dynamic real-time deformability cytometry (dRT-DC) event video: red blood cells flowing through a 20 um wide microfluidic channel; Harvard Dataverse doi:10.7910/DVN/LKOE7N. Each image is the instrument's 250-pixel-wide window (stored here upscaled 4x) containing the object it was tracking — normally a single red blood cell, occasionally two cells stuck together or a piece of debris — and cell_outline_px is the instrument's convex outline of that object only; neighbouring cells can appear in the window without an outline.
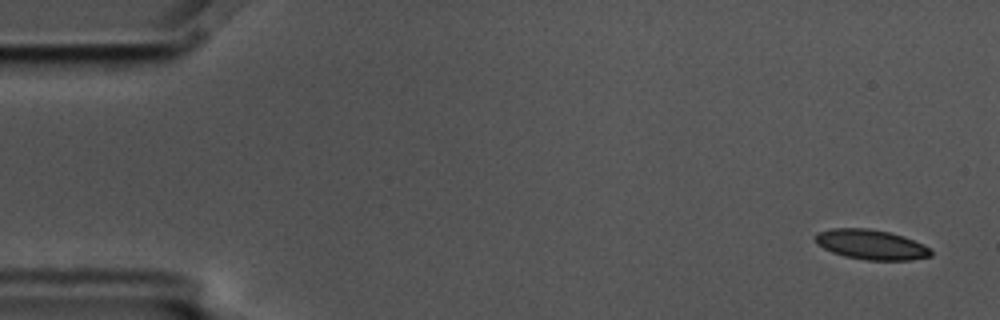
{"species": "common noctule bat (a hibernating species)", "species_latin": "Nyctalus noctula", "temperature_condition": "cold", "stored_images_in_passage": 5, "camera_frame_rate_fps": 3000, "um_per_image_px": 0.085, "animal": {"sex": "male", "body_mass_g": 17.5, "forearm_length_mm": 52.3}, "frame": {"image": 1, "passage_image": 1, "time_ms": 0.0, "image_size_px": [1000, 320], "cell_outline_px": [[932, 256], [912, 260], [868, 260], [844, 256], [832, 252], [816, 244], [816, 232], [832, 228], [868, 228], [888, 232], [904, 236], [924, 244], [932, 252]], "centroid_in_image_um": [74.05, 20.79], "position_along_channel_um": 11.0, "area_um2": 20.17}}
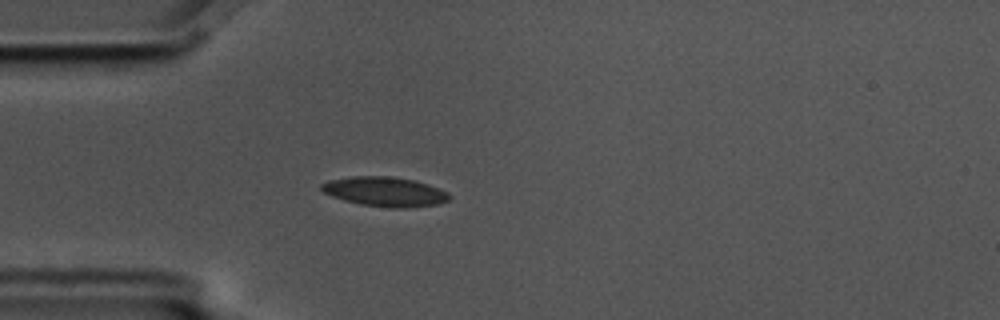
{"frame": {"image": 2, "passage_image": 5, "time_ms": 1.333, "image_size_px": [1000, 320], "cell_outline_px": [[452, 196], [448, 200], [436, 204], [400, 208], [392, 208], [360, 204], [344, 200], [332, 196], [324, 192], [320, 188], [320, 184], [328, 180], [352, 176], [388, 176], [416, 180], [428, 184], [448, 192]], "centroid_in_image_um": [32.7, 16.28], "position_along_channel_um": 52.3, "area_um2": 21.96}}